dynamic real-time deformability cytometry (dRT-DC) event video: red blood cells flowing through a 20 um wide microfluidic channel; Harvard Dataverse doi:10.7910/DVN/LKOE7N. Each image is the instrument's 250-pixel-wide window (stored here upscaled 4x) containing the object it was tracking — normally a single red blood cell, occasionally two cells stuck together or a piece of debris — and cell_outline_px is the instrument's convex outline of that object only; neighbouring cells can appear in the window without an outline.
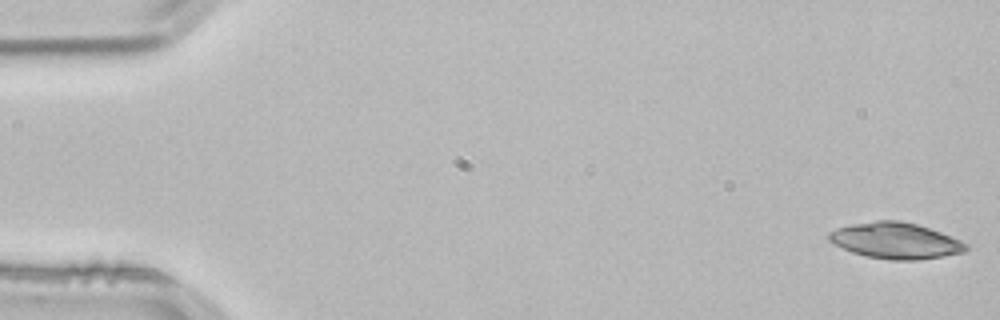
{"species": "common noctule bat (a hibernating species)", "species_latin": "Nyctalus noctula", "temperature_condition": "room temperature", "stored_images_in_passage": 52, "camera_frame_rate_fps": 3000, "um_per_image_px": 0.085, "animal": {"sex": "male", "body_mass_g": 21.5, "forearm_length_mm": 52.0}, "frame": {"image": 1, "passage_image": 1, "time_ms": 0.0, "image_size_px": [1000, 320], "cell_outline_px": [[968, 248], [964, 252], [920, 260], [888, 260], [864, 256], [852, 252], [828, 240], [828, 232], [836, 228], [852, 224], [876, 220], [900, 220], [916, 224], [940, 232], [960, 240], [968, 244]], "centroid_in_image_um": [76.11, 20.46], "position_along_channel_um": 8.9, "area_um2": 28.78}}
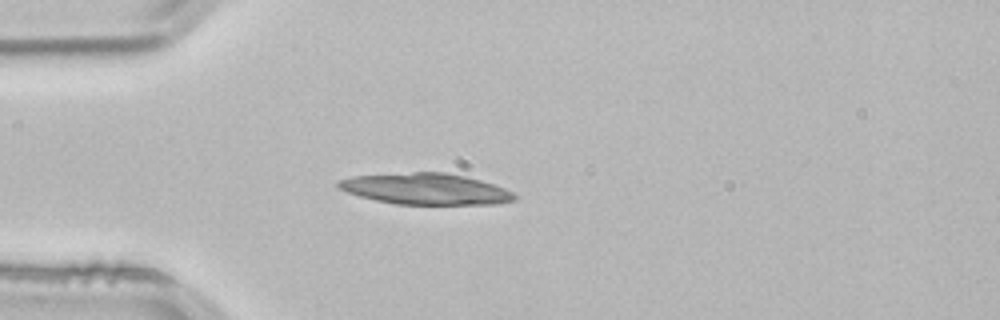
{"frame": {"image": 2, "passage_image": 14, "time_ms": 4.333, "image_size_px": [1000, 320], "cell_outline_px": [[516, 200], [496, 204], [396, 204], [376, 200], [360, 196], [348, 192], [340, 188], [336, 184], [336, 180], [352, 176], [412, 172], [448, 172], [480, 180], [504, 188], [512, 192], [516, 196]], "centroid_in_image_um": [36.18, 16.05], "position_along_channel_um": 48.8, "area_um2": 31.91}}